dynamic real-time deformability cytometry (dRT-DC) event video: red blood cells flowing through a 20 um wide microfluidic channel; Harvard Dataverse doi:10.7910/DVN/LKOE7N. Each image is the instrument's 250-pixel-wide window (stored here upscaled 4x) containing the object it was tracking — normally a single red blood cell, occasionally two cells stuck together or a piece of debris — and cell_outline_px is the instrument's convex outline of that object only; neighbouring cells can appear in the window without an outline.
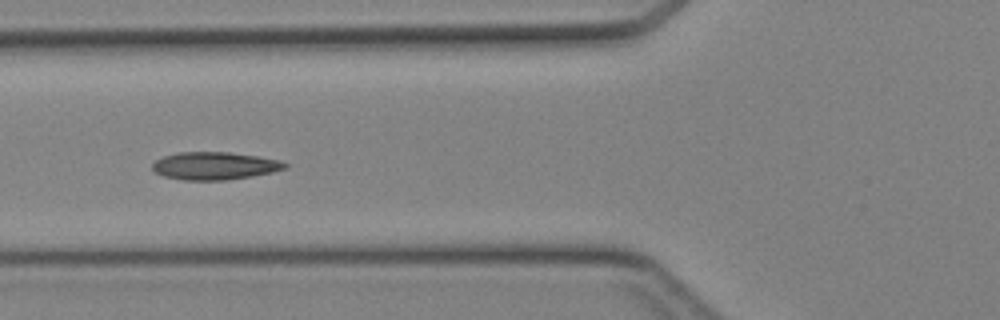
{"species": "Egyptian fruit bat (a non-hibernating species)", "species_latin": "Rousettus aegyptiacus", "temperature_condition": "cold", "stored_images_in_passage": 15, "camera_frame_rate_fps": 3000, "um_per_image_px": 0.085, "animal": {"sex": "female"}, "frame": {"image": 1, "passage_image": 13, "time_ms": 4.0, "image_size_px": [1000, 320], "cell_outline_px": [[288, 168], [272, 172], [252, 176], [228, 180], [184, 180], [164, 176], [156, 172], [152, 168], [152, 164], [156, 160], [164, 156], [180, 152], [228, 152], [256, 156], [280, 160], [288, 164]], "centroid_in_image_um": [18.27, 14.1], "position_along_channel_um": 107.5, "area_um2": 21.33}}